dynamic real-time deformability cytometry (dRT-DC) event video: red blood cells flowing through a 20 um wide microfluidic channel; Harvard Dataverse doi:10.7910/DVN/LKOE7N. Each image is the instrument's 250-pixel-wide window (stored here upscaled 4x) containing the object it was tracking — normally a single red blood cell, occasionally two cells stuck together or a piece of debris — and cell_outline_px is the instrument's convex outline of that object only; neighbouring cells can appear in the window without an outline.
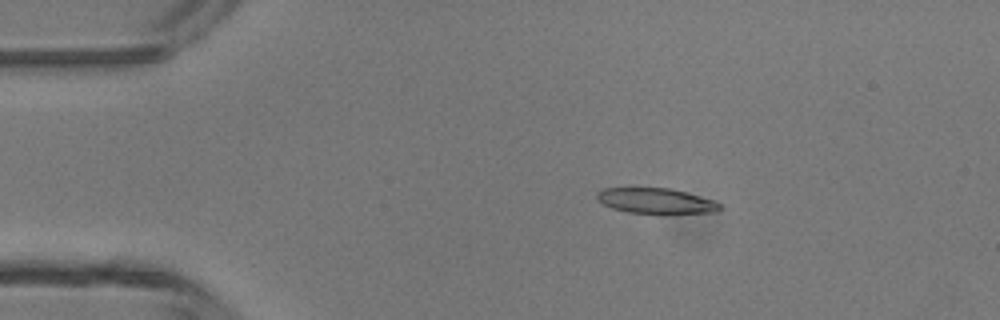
{"species": "common noctule bat (a hibernating species)", "species_latin": "Nyctalus noctula", "temperature_condition": "room temperature", "stored_images_in_passage": 5, "camera_frame_rate_fps": 3000, "um_per_image_px": 0.085, "animal": {"sex": "male", "body_mass_g": 13.3}, "frame": {"image": 1, "passage_image": 3, "time_ms": 2.333, "image_size_px": [1000, 320], "cell_outline_px": [[720, 208], [716, 212], [668, 216], [660, 216], [628, 212], [612, 208], [596, 200], [596, 192], [604, 188], [668, 188], [684, 192], [712, 200], [720, 204]], "centroid_in_image_um": [55.75, 17.13], "position_along_channel_um": 29.3, "area_um2": 18.9}}
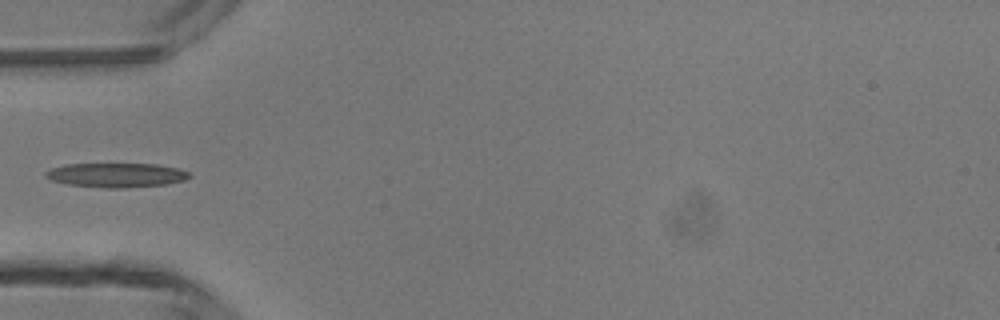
{"frame": {"image": 2, "passage_image": 5, "time_ms": 4.667, "image_size_px": [1000, 320], "cell_outline_px": [[192, 176], [184, 180], [164, 184], [124, 188], [108, 188], [68, 184], [52, 180], [44, 176], [44, 172], [52, 168], [64, 164], [156, 164], [176, 168], [188, 172]], "centroid_in_image_um": [9.86, 14.88], "position_along_channel_um": 75.1, "area_um2": 20.17}}